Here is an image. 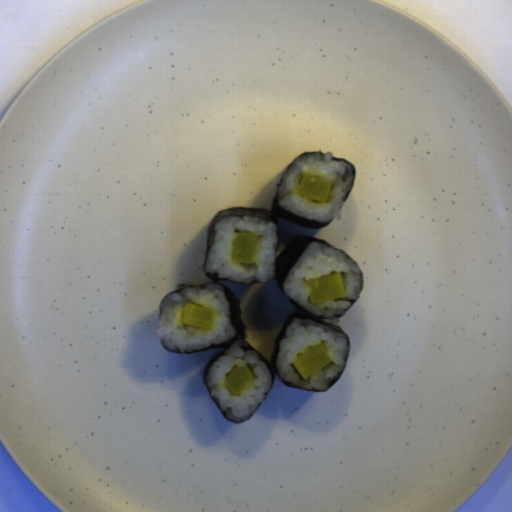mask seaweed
<instances>
[{
    "label": "seaweed",
    "instance_id": "seaweed-1",
    "mask_svg": "<svg viewBox=\"0 0 512 512\" xmlns=\"http://www.w3.org/2000/svg\"><path fill=\"white\" fill-rule=\"evenodd\" d=\"M306 153H318V154H322V155L326 154V152H322V151H306L304 153L299 154L290 163H288L286 165L285 172H284L281 180L276 185L275 194H274V196H273V198L271 200L270 209H264V208H242L241 207V208L224 209V210H220L219 212L216 213L215 217L213 218V220L211 221V223H210V225L208 227L206 250H205V259H204V265L202 267V270H203V273H204L205 277L213 280V282H209V283H205V284H201V285H197V286H188V287H184V288H181V289H177V290L167 294L165 297H163L161 299L160 306H159V317H160V314H161V307H162L164 301L169 296H171L172 294H174L176 292H179V291L184 290L186 288H201V287L206 286V285H219V286L222 287V289L224 291V294H225V296L227 298V301L229 303V321H230V323H231V325H232V327H233V329L235 331L234 336L229 337V338H227V339H225V340H223V341H221L219 343H213V344H210L208 347H205V348H202V349H199V350H195V351H173V350L165 347L163 341L160 339L162 348L165 349L166 351H169V352H172V353H175V354L199 353V352H203V351L214 349V348H224L221 352H219L218 354L214 355L207 362V364L204 367L203 380H204V384H205V386H206L210 396H211V393H210V390H209V388L207 386L205 376H206L209 368L214 364V362L220 356H222L230 348V346L233 345L234 343L238 344L243 349L255 350L248 342L244 341V337H243L244 325H243V323H242V321L240 319V310H239L238 300L235 298L234 293L230 290V288L225 283H220V280H228V279L219 278L217 274H210V273H207L206 270H205L206 262H207V256H208V252H209V249H210V246H211V242H212V236H213V230H214L215 223L218 222L219 220H221L222 218L227 217V216H232V215H237V214H249V215H252V216H256V217L268 220V221H270L271 223H273L274 225L277 226V232H278L277 258H276V266H275L274 274L271 277V279H277L278 286H279L280 290L283 292V294L286 296V298L298 310L295 314H292V315L288 316L284 326L282 327V329L277 334L276 339H275V344H274V349H273V354H272L271 362L268 361L267 359H265L261 354H259L255 350L257 352L259 361H262L263 363L266 364V366H267V368H268V370L270 372L271 379H272L270 390L266 393L264 399L270 393V391H271V389H272V387L274 385L275 377H278L286 387L307 390V389H304V388H301L299 386L294 385L292 382L283 381L279 377V375L277 373V370H276V366H275V361H276V357H277V353H278L279 343H280L281 339L283 338V336H284V334L286 332V329L290 326V324H291L293 319L307 318V319H309L311 321H314V322H316L318 324H321V325L333 328V329L337 330L338 332L342 333L343 336L345 337L346 341H347L346 363H345V366H344L341 374L336 379H334L332 381V383L330 384V386L328 387L327 390H324V391L308 390V391L327 392L331 387H333L338 382V380L340 379V377H341V375H342V373H343V371H344V369H345V367L347 365L348 357H349V353H350V338L348 337V335L344 332V330L340 326H338L337 324L325 322L323 320H329V319H334V318H339L341 316H344L345 313L348 311V309L362 295L363 289H364V274H363L361 268L359 267V265L356 263L358 265V267L360 268L361 275H362L361 292L359 294L358 299L348 309H346L342 314L336 315V316L331 317V318L330 317H322V316H314L313 314H311L310 312H308L307 310L302 308L300 305H298L295 301H293L285 293L284 288H283V284H284L286 278L288 277L292 267L297 262V260L300 258V256L302 255V253L304 252L306 247L309 246L310 244H312L313 242H319V243H322L324 245H327V246L333 247L335 249H338L339 251L344 253L346 256H348L349 258L354 260L346 251H344V250L334 246L333 244L329 243L326 240L318 239V238L313 237L311 235L310 236H301L299 238H296L295 240L290 242L280 254H278L279 245H280V226H279V221L280 220H285V221H288V222H291V223H294V224H297V225H300V226H303V227H308V228H313V229H321V228L327 226L329 223H331L333 221V219H334V218L330 219V220H328L326 222L314 221V220L305 218L303 216L297 215V214H295L293 212H290V211H288V210H286V209H284V208H282L280 206L279 191H280V187H281V184H282V180H283L284 176L286 175V173L291 168V166L294 164V162L297 159H299L300 157H302L303 155H305ZM268 281L261 282V283H267ZM232 282L240 283V282H236V281H232ZM254 282L255 283H260L258 281H251V282H248V283H254ZM211 398L214 400V402L218 406V408H219L223 418L225 420H227L228 422L236 423V422H234V421H232V420H230L228 418H225L224 412L221 411L217 399L213 398L212 396H211ZM264 399H263V401H264ZM261 403L259 404V406L261 405ZM258 407H257V409H258ZM247 420H245V421H247ZM245 421H243V422H245ZM243 422H237V423H243Z\"/></svg>",
    "mask_w": 512,
    "mask_h": 512
},
{
    "label": "seaweed",
    "instance_id": "seaweed-2",
    "mask_svg": "<svg viewBox=\"0 0 512 512\" xmlns=\"http://www.w3.org/2000/svg\"><path fill=\"white\" fill-rule=\"evenodd\" d=\"M332 159H333L334 161H343V162H345L346 164H348L349 166H351V168H352V172H353V177H352L351 187H350V189H349L348 193H347L346 195H344V196H343L342 203H341V205H342V204L347 200V198L349 197V195H350V193H351V191H352V189H353V187H354L355 177H356V167L354 166V164H353V163H351V162H350V161H348L347 159H340V158H337V157H334V156H332Z\"/></svg>",
    "mask_w": 512,
    "mask_h": 512
}]
</instances>
